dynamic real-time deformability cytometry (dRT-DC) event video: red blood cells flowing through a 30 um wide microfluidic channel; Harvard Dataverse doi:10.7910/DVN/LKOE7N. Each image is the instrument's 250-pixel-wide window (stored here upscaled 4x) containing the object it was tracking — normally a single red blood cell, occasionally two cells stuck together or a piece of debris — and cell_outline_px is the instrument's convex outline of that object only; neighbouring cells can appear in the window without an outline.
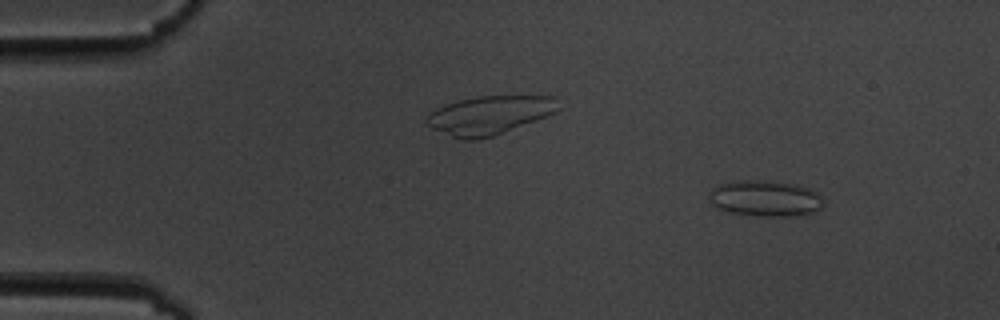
{"species": "common noctule bat (a hibernating species)", "species_latin": "Nyctalus noctula", "temperature_condition": "cold", "stored_images_in_passage": 55, "camera_frame_rate_fps": 3000, "um_per_image_px": 0.085, "animal": {"sex": "male", "body_mass_g": 19.5, "forearm_length_mm": 54.6}, "frame": {"image": 1, "passage_image": 6, "time_ms": 1.667, "image_size_px": [1000, 320], "cell_outline_px": [[824, 204], [820, 208], [812, 212], [792, 216], [756, 216], [732, 212], [716, 208], [712, 204], [708, 196], [712, 188], [720, 184], [732, 180], [764, 180], [792, 184], [808, 188], [816, 192], [824, 200]], "centroid_in_image_um": [65.01, 16.86], "position_along_channel_um": 20.0, "area_um2": 23.99}}
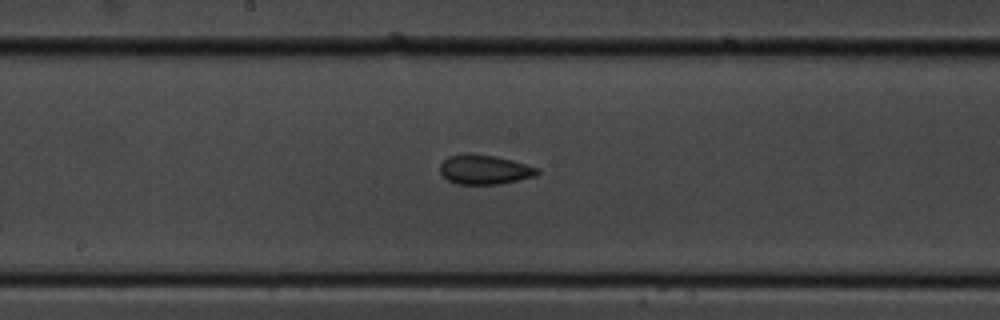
{"frame": {"image": 2, "passage_image": 29, "time_ms": 9.333, "image_size_px": [1000, 320], "cell_outline_px": [[540, 172], [536, 176], [500, 184], [456, 184], [448, 180], [440, 172], [440, 164], [448, 156], [464, 152], [472, 152], [496, 156], [512, 160], [540, 168]], "centroid_in_image_um": [41.18, 14.39], "position_along_channel_um": 207.0, "area_um2": 17.05}}
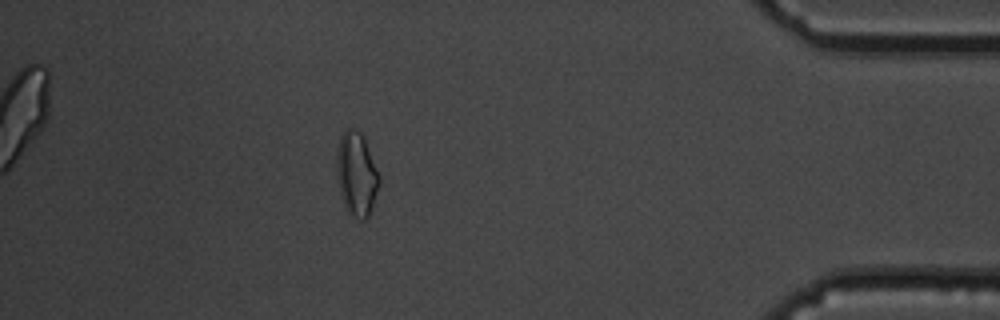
{"frame": {"image": 3, "passage_image": 49, "time_ms": 16.0, "image_size_px": [1000, 320], "cell_outline_px": [[380, 184], [368, 216], [364, 220], [360, 220], [352, 216], [344, 208], [340, 196], [336, 180], [336, 156], [340, 136], [344, 128], [352, 128], [360, 132], [364, 136], [380, 176]], "centroid_in_image_um": [30.28, 14.79], "position_along_channel_um": 404.9, "area_um2": 21.27}, "authors_computed_cell_mechanics": {"area_um2": 17.5712, "velocity_mm_per_s": 3.601, "shape_relaxation_time_tau1_ms": 10.0123, "shape_relaxation_time_tau2_ms": 2.4363, "deformation_change_tau1": 0.1788, "deformation_change_tau2": 0.0953}}